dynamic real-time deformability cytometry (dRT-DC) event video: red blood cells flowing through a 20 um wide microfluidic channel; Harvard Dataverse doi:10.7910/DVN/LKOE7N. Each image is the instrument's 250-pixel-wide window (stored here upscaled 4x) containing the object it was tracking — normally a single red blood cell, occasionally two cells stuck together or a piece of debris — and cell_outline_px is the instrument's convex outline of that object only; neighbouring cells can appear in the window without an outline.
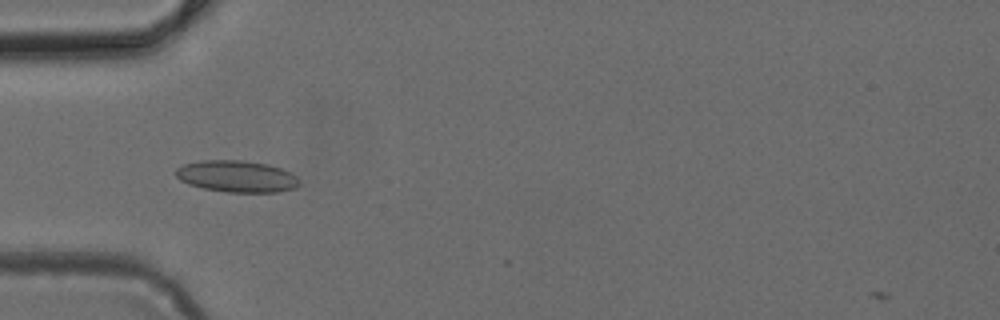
{"species": "common noctule bat (a hibernating species)", "species_latin": "Nyctalus noctula", "temperature_condition": "cold", "stored_images_in_passage": 31, "camera_frame_rate_fps": 3000, "um_per_image_px": 0.085, "animal": {"sex": "female", "body_mass_g": 24.6, "forearm_length_mm": 56.2}, "frame": {"image": 1, "passage_image": 1, "time_ms": 0.0, "image_size_px": [1000, 320], "cell_outline_px": [[300, 184], [296, 188], [276, 192], [228, 192], [204, 188], [188, 184], [180, 180], [176, 176], [176, 168], [184, 164], [200, 160], [240, 160], [268, 164], [280, 168], [296, 176], [300, 180]], "centroid_in_image_um": [20.12, 14.99], "position_along_channel_um": 64.9, "area_um2": 22.77}}
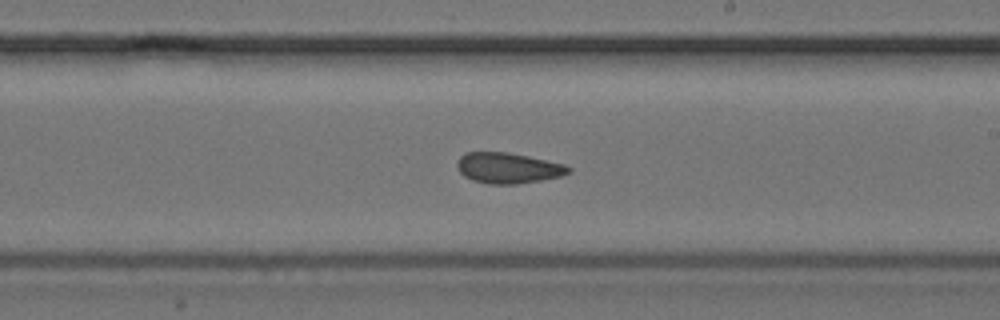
{"frame": {"image": 2, "passage_image": 14, "time_ms": 4.333, "image_size_px": [1000, 320], "cell_outline_px": [[572, 172], [560, 176], [540, 180], [516, 184], [488, 184], [472, 180], [464, 176], [456, 168], [456, 164], [460, 156], [464, 152], [508, 152], [528, 156], [564, 164], [572, 168]], "centroid_in_image_um": [43.16, 14.28], "position_along_channel_um": 245.8, "area_um2": 20.0}}
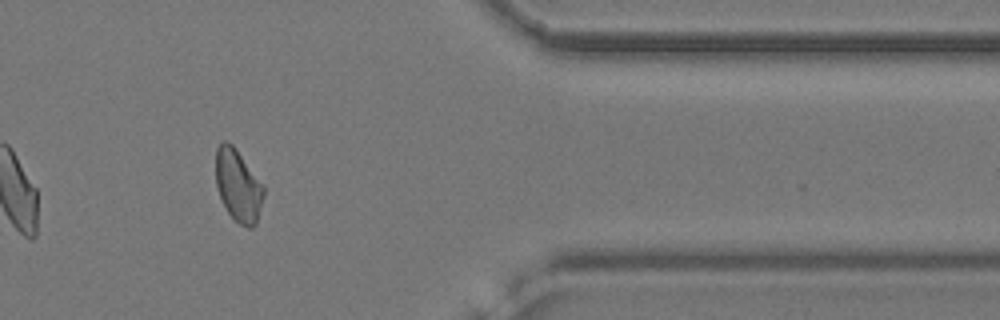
{"frame": {"image": 3, "passage_image": 26, "time_ms": 8.333, "image_size_px": [1000, 320], "cell_outline_px": [[264, 196], [256, 224], [252, 228], [248, 228], [240, 224], [228, 212], [220, 196], [216, 184], [216, 148], [224, 140], [228, 140], [232, 144], [264, 184]], "centroid_in_image_um": [20.26, 15.76], "position_along_channel_um": 391.1, "area_um2": 20.11}}